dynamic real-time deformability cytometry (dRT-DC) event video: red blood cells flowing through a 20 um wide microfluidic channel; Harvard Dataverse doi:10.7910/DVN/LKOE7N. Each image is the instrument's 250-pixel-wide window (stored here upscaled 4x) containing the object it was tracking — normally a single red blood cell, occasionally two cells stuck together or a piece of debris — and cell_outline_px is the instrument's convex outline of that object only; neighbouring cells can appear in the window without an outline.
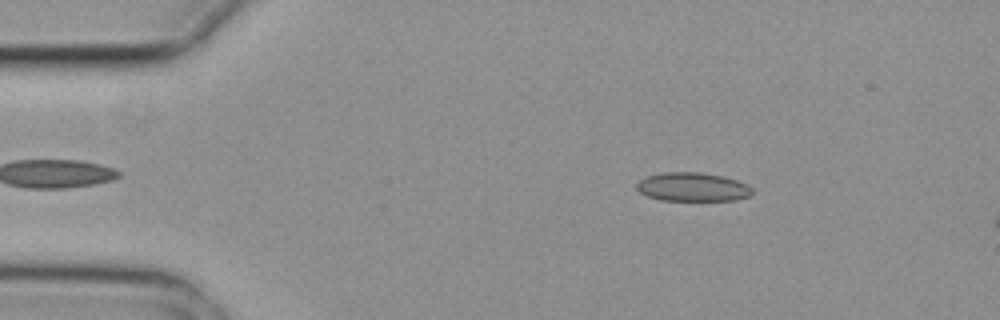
{"species": "common noctule bat (a hibernating species)", "species_latin": "Nyctalus noctula", "temperature_condition": "cold", "stored_images_in_passage": 3, "camera_frame_rate_fps": 3000, "um_per_image_px": 0.085, "animal": {"sex": "female", "body_mass_g": 29.2, "forearm_length_mm": 56.3}, "frame": {"image": 1, "passage_image": 1, "time_ms": 0.0, "image_size_px": [1000, 320], "cell_outline_px": [[752, 196], [736, 200], [660, 200], [648, 196], [640, 192], [636, 188], [636, 184], [640, 180], [648, 176], [664, 172], [700, 172], [724, 176], [748, 184], [752, 188]], "centroid_in_image_um": [58.9, 15.89], "position_along_channel_um": 26.1, "area_um2": 19.42}}